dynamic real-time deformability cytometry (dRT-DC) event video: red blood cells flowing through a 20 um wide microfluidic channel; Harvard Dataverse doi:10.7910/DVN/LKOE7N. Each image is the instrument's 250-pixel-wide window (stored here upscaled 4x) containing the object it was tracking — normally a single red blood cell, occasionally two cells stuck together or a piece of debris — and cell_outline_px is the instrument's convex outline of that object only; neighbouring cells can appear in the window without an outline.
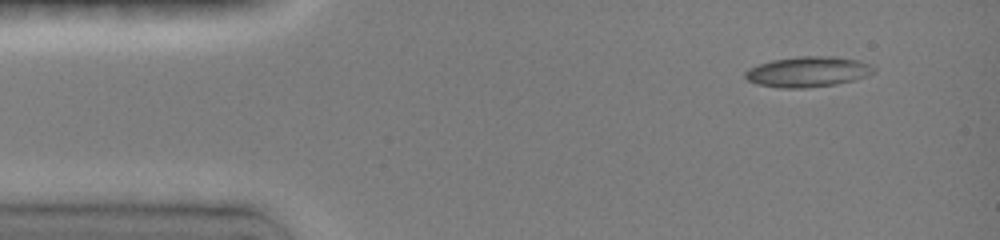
{"species": "common noctule bat (a hibernating species)", "species_latin": "Nyctalus noctula", "temperature_condition": "room temperature", "stored_images_in_passage": 39, "camera_frame_rate_fps": 3000, "um_per_image_px": 0.085, "animal": {"sex": "female", "body_mass_g": 19.0, "forearm_length_mm": 51.5}, "frame": {"image": 1, "passage_image": 1, "time_ms": 0.0, "image_size_px": [1000, 240], "cell_outline_px": [[876, 72], [852, 80], [836, 84], [804, 88], [780, 88], [756, 84], [748, 80], [744, 76], [744, 72], [748, 68], [772, 60], [796, 56], [836, 56], [860, 60], [876, 68]], "centroid_in_image_um": [68.65, 6.09], "position_along_channel_um": 16.3, "area_um2": 22.89}}
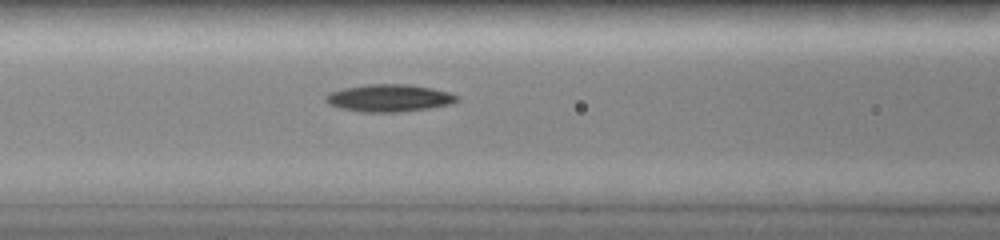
{"frame": {"image": 2, "passage_image": 17, "time_ms": 5.0, "image_size_px": [1000, 240], "cell_outline_px": [[460, 100], [452, 104], [428, 108], [400, 112], [360, 112], [340, 108], [324, 100], [324, 96], [332, 92], [344, 88], [368, 84], [404, 84], [432, 88], [448, 92], [456, 96]], "centroid_in_image_um": [33.08, 8.34], "position_along_channel_um": 133.5, "area_um2": 20.75}}
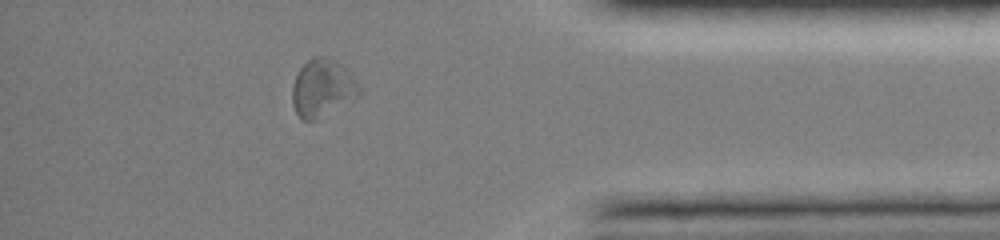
{"frame": {"image": 3, "passage_image": 36, "time_ms": 12.333, "image_size_px": [1000, 240], "cell_outline_px": [[360, 96], [316, 120], [300, 120], [292, 104], [292, 84], [300, 68], [312, 56], [328, 56], [344, 68], [352, 76], [360, 88]], "centroid_in_image_um": [27.38, 7.5], "position_along_channel_um": 407.8, "area_um2": 22.37}, "authors_computed_cell_mechanics": {"area_um2": 20.5768, "velocity_mm_per_s": 3.9675, "shape_relaxation_time_tau1_ms": 2.086, "shape_relaxation_time_tau2_ms": null, "deformation_change_tau1": 0.0879, "deformation_change_tau2": null}}